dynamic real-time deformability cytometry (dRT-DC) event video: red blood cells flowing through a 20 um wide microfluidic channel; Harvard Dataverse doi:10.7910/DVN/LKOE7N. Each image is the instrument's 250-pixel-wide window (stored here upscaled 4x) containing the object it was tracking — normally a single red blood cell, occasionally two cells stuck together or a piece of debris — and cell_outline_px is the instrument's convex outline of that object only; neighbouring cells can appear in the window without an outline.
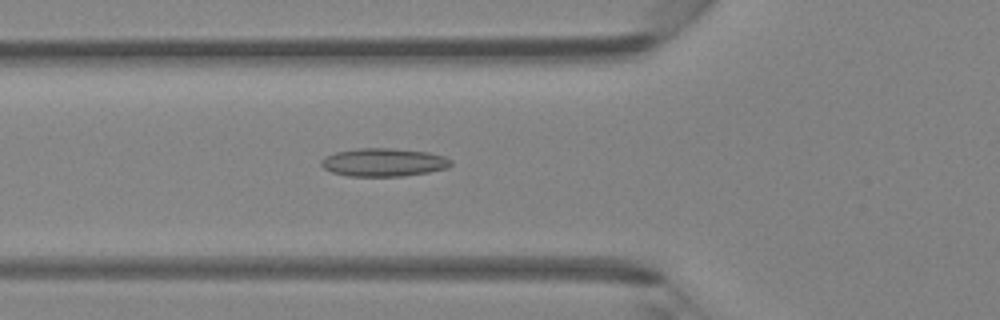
{"species": "Egyptian fruit bat (a non-hibernating species)", "species_latin": "Rousettus aegyptiacus", "temperature_condition": "room temperature", "stored_images_in_passage": 46, "camera_frame_rate_fps": 3000, "um_per_image_px": 0.085, "animal": {"sex": "female"}, "frame": {"image": 1, "passage_image": 17, "time_ms": 5.333, "image_size_px": [1000, 320], "cell_outline_px": [[452, 164], [448, 168], [428, 172], [404, 176], [348, 176], [332, 172], [324, 168], [320, 164], [320, 160], [324, 156], [336, 152], [356, 148], [388, 148], [428, 152], [444, 156], [452, 160]], "centroid_in_image_um": [32.6, 13.79], "position_along_channel_um": 93.2, "area_um2": 21.39}}
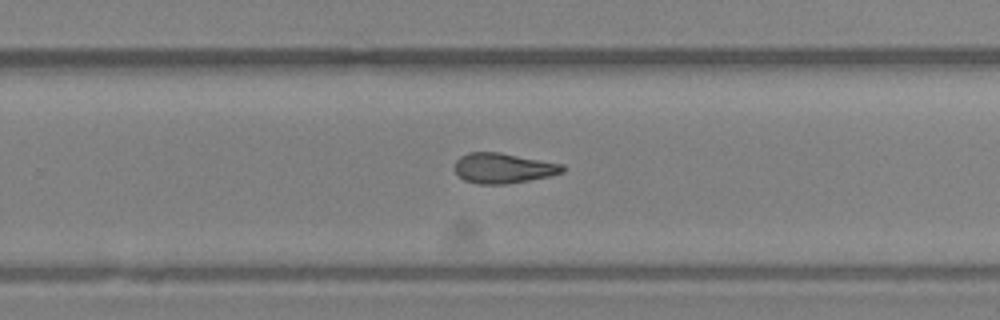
{"frame": {"image": 2, "passage_image": 30, "time_ms": 9.667, "image_size_px": [1000, 320], "cell_outline_px": [[564, 172], [548, 176], [528, 180], [504, 184], [480, 184], [464, 180], [456, 172], [456, 160], [460, 156], [468, 152], [500, 152], [564, 164]], "centroid_in_image_um": [42.78, 14.28], "position_along_channel_um": 287.0, "area_um2": 18.84}}
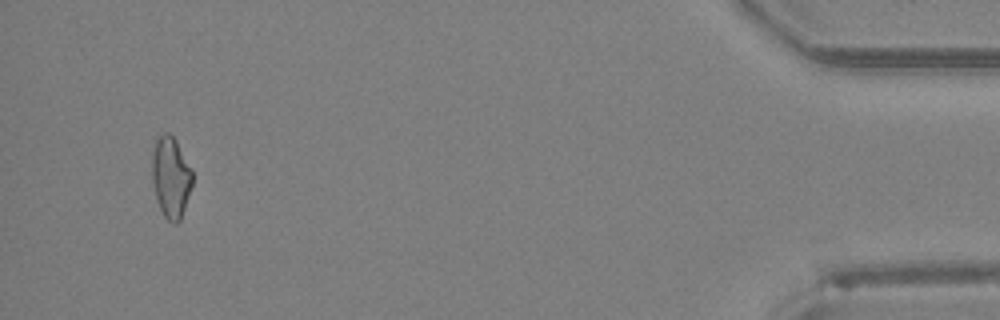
{"frame": {"image": 3, "passage_image": 44, "time_ms": 14.333, "image_size_px": [1000, 320], "cell_outline_px": [[192, 184], [180, 220], [176, 224], [172, 224], [164, 216], [160, 208], [152, 184], [152, 152], [156, 136], [164, 132], [168, 132], [176, 140], [192, 172]], "centroid_in_image_um": [14.49, 15.04], "position_along_channel_um": 420.7, "area_um2": 18.96}}